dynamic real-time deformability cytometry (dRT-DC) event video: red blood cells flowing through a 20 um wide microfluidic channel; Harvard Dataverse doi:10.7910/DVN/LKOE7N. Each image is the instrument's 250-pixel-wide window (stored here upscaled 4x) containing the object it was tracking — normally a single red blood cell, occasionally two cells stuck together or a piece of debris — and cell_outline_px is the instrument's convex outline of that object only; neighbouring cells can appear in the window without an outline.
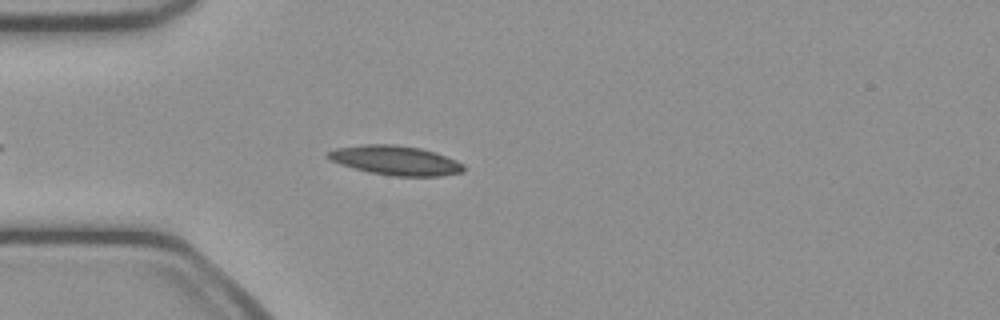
{"species": "common noctule bat (a hibernating species)", "species_latin": "Nyctalus noctula", "temperature_condition": "cold", "stored_images_in_passage": 40, "camera_frame_rate_fps": 3000, "um_per_image_px": 0.085, "animal": {"sex": "female", "body_mass_g": 21.9}, "frame": {"image": 1, "passage_image": 6, "time_ms": 1.667, "image_size_px": [1000, 320], "cell_outline_px": [[464, 172], [440, 176], [392, 176], [368, 172], [340, 164], [328, 160], [324, 156], [328, 152], [336, 148], [364, 144], [392, 144], [420, 148], [436, 152], [456, 160], [464, 164]], "centroid_in_image_um": [33.6, 13.63], "position_along_channel_um": 51.4, "area_um2": 23.41}}
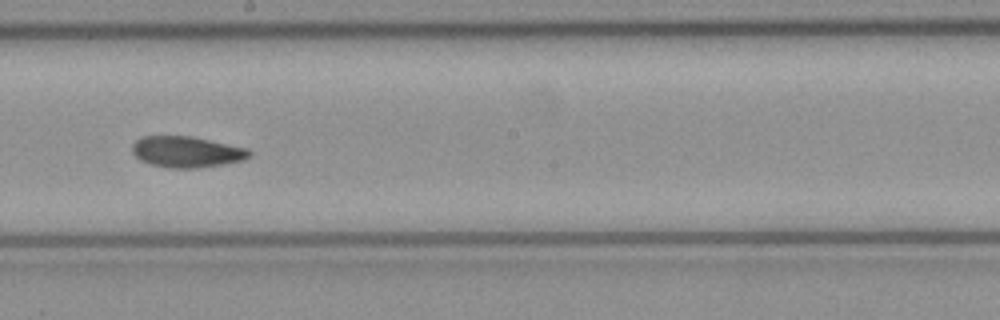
{"frame": {"image": 2, "passage_image": 20, "time_ms": 6.333, "image_size_px": [1000, 320], "cell_outline_px": [[252, 156], [244, 160], [196, 168], [168, 168], [152, 164], [140, 160], [132, 152], [132, 144], [140, 136], [192, 136], [248, 148], [252, 152]], "centroid_in_image_um": [15.87, 12.9], "position_along_channel_um": 232.3, "area_um2": 21.27}}
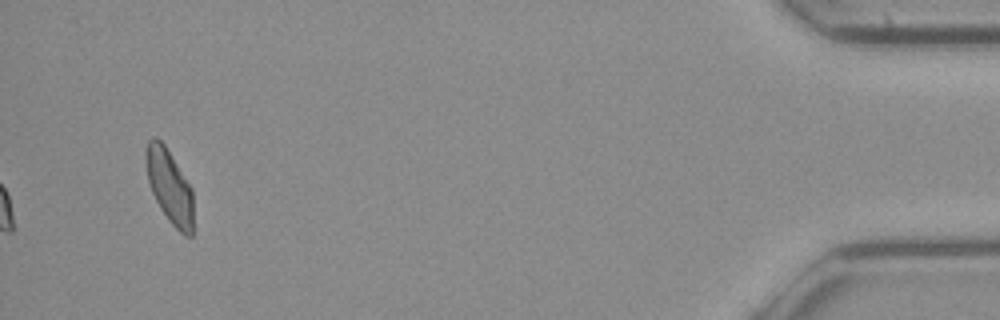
{"frame": {"image": 3, "passage_image": 40, "time_ms": 13.0, "image_size_px": [1000, 320], "cell_outline_px": [[192, 236], [184, 236], [168, 220], [160, 208], [152, 192], [148, 180], [144, 160], [144, 152], [148, 140], [152, 136], [156, 136], [164, 144], [192, 188]], "centroid_in_image_um": [14.37, 15.8], "position_along_channel_um": 420.8, "area_um2": 20.4}, "authors_computed_cell_mechanics": {"area_um2": 21.0392, "velocity_mm_per_s": 4.0665, "shape_relaxation_time_tau1_ms": null, "shape_relaxation_time_tau2_ms": 4.572, "deformation_change_tau1": null, "deformation_change_tau2": 0.1059}}